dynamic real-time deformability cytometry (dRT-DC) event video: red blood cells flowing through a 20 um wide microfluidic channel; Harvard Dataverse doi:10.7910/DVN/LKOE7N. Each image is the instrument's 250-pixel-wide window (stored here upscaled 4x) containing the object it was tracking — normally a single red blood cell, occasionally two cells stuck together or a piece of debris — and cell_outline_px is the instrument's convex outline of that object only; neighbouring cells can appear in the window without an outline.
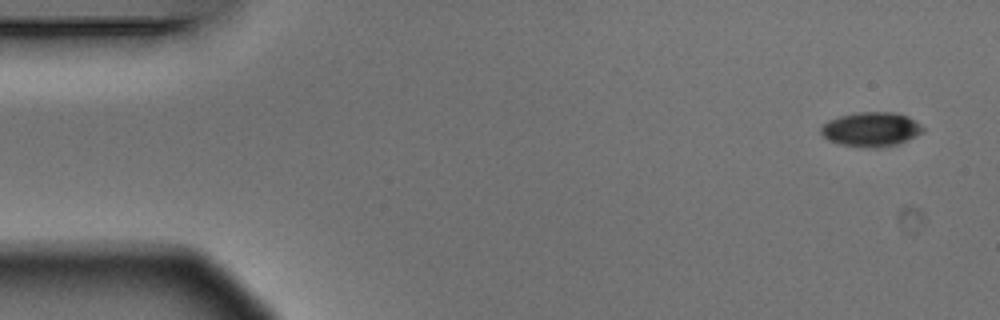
{"species": "Egyptian fruit bat (a non-hibernating species)", "species_latin": "Rousettus aegyptiacus", "temperature_condition": "warm", "stored_images_in_passage": 6, "camera_frame_rate_fps": 3000, "um_per_image_px": 0.085, "animal": {"sex": "male"}, "frame": {"image": 1, "passage_image": 1, "time_ms": 0.0, "image_size_px": [1000, 320], "cell_outline_px": [[924, 132], [908, 140], [884, 148], [868, 148], [840, 144], [828, 140], [820, 132], [820, 128], [828, 120], [840, 116], [856, 112], [892, 112], [908, 116], [920, 124], [924, 128]], "centroid_in_image_um": [74.05, 11.0], "position_along_channel_um": 10.9, "area_um2": 20.58}}
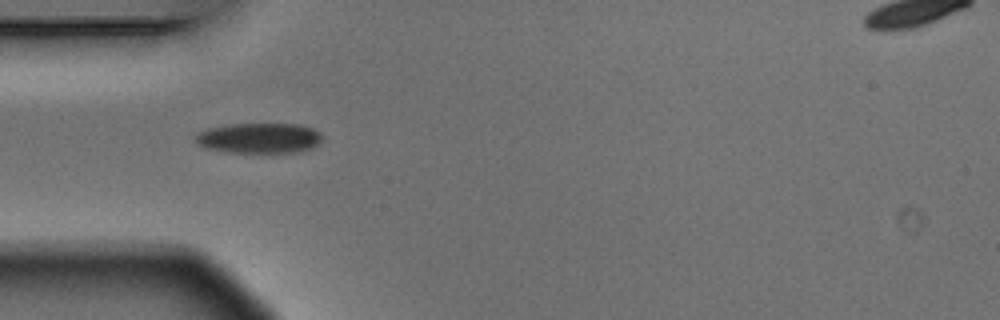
{"frame": {"image": 2, "passage_image": 5, "time_ms": 1.333, "image_size_px": [1000, 320], "cell_outline_px": [[324, 136], [312, 148], [292, 152], [228, 152], [208, 148], [200, 144], [196, 140], [196, 136], [200, 132], [208, 128], [232, 124], [296, 124], [312, 128], [320, 132]], "centroid_in_image_um": [22.06, 11.73], "position_along_channel_um": 62.9, "area_um2": 21.96}}
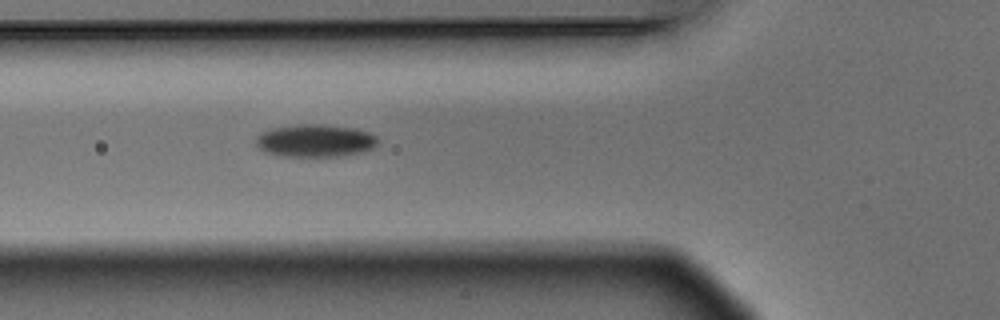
{"frame": {"image": 3, "passage_image": 6, "time_ms": 1.667, "image_size_px": [1000, 320], "cell_outline_px": [[380, 140], [372, 148], [364, 152], [340, 156], [280, 156], [264, 152], [256, 144], [256, 136], [272, 128], [296, 124], [324, 124], [356, 128], [368, 132], [376, 136]], "centroid_in_image_um": [26.81, 11.95], "position_along_channel_um": 99.0, "area_um2": 23.35}}